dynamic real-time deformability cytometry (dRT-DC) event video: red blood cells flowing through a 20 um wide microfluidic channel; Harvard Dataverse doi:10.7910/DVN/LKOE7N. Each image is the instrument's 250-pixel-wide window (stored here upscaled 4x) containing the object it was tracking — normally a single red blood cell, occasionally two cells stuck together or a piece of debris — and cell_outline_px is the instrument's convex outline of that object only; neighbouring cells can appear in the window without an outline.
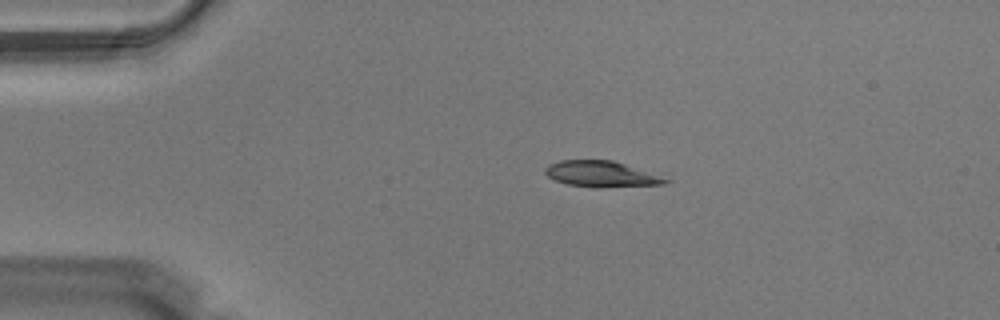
{"species": "Egyptian fruit bat (a non-hibernating species)", "species_latin": "Rousettus aegyptiacus", "temperature_condition": "warm", "stored_images_in_passage": 7, "camera_frame_rate_fps": 3000, "um_per_image_px": 0.085, "animal": {"sex": "male"}, "frame": {"image": 1, "passage_image": 4, "time_ms": 1.0, "image_size_px": [1000, 320], "cell_outline_px": [[672, 180], [664, 184], [568, 184], [556, 180], [548, 176], [544, 172], [544, 168], [548, 164], [560, 160], [612, 160], [664, 172]], "centroid_in_image_um": [51.28, 14.7], "position_along_channel_um": 33.7, "area_um2": 17.74}}
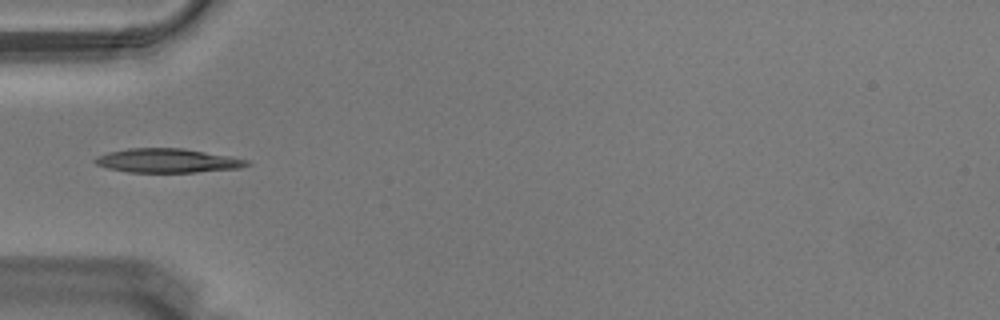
{"frame": {"image": 2, "passage_image": 6, "time_ms": 1.667, "image_size_px": [1000, 320], "cell_outline_px": [[252, 164], [240, 168], [196, 172], [128, 172], [108, 168], [96, 164], [92, 160], [96, 156], [108, 152], [128, 148], [184, 148], [232, 156], [248, 160]], "centroid_in_image_um": [14.25, 13.65], "position_along_channel_um": 70.7, "area_um2": 21.44}}